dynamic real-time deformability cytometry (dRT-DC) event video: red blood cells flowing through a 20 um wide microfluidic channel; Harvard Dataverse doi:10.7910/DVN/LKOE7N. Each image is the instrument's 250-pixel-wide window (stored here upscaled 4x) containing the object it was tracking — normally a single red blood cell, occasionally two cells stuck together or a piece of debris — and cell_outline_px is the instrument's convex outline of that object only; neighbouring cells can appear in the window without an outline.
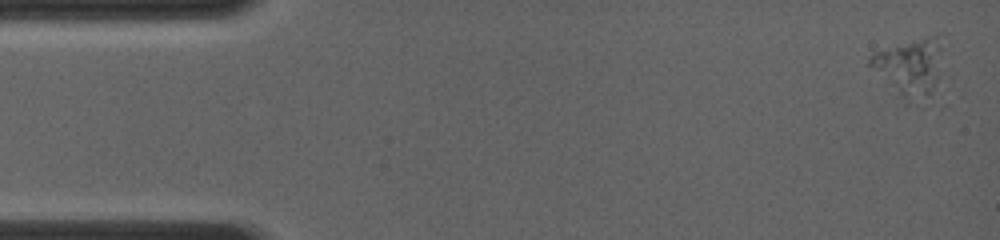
{"species": "common noctule bat (a hibernating species)", "species_latin": "Nyctalus noctula", "temperature_condition": "room temperature", "stored_images_in_passage": 8, "camera_frame_rate_fps": 4000, "um_per_image_px": 0.085, "animal": {"sex": "female", "body_mass_g": 19.0, "forearm_length_mm": 56.7}, "frame": {"image": 1, "passage_image": 1, "time_ms": 0.0, "image_size_px": [1000, 240], "cell_outline_px": [[944, 32], [936, 80], [928, 92], [908, 100], [904, 100], [868, 64], [868, 60], [872, 52], [912, 40], [940, 32]], "centroid_in_image_um": [77.32, 5.54], "position_along_channel_um": 7.7, "area_um2": 23.18}}
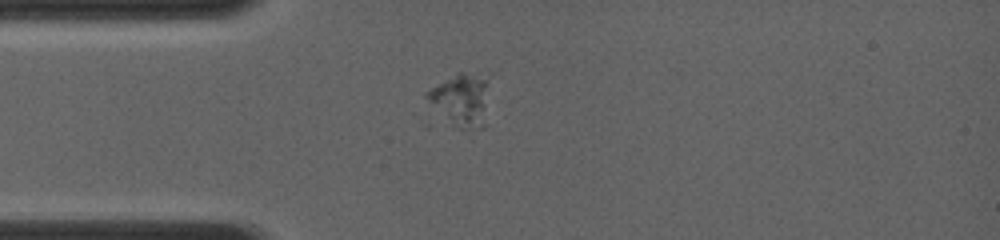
{"frame": {"image": 2, "passage_image": 6, "time_ms": 3.5, "image_size_px": [1000, 240], "cell_outline_px": [[492, 72], [484, 128], [460, 128], [428, 100], [424, 96], [424, 92], [456, 72]], "centroid_in_image_um": [39.34, 8.34], "position_along_channel_um": 45.7, "area_um2": 19.48}}
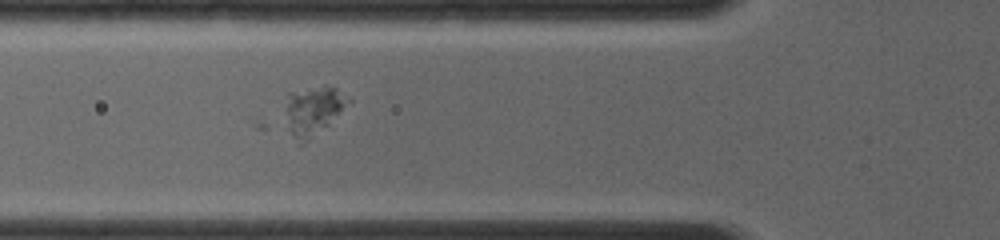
{"frame": {"image": 3, "passage_image": 8, "time_ms": 5.0, "image_size_px": [1000, 240], "cell_outline_px": [[352, 100], [328, 124], [304, 144], [300, 144], [288, 128], [288, 92], [324, 84], [336, 88], [348, 96]], "centroid_in_image_um": [26.67, 9.35], "position_along_channel_um": 99.1, "area_um2": 17.46}}